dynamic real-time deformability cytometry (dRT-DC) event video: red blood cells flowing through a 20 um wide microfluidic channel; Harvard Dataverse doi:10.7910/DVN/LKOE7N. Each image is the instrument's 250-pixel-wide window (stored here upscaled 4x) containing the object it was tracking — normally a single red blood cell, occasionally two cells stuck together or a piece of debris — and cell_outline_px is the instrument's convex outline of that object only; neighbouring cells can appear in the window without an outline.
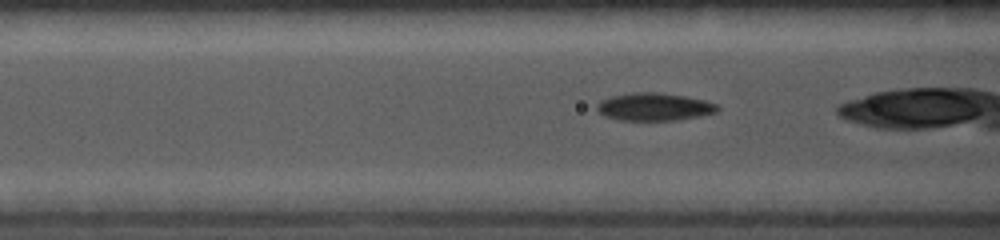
{"species": "common noctule bat (a hibernating species)", "species_latin": "Nyctalus noctula", "temperature_condition": "cold", "stored_images_in_passage": 39, "camera_frame_rate_fps": 5000, "um_per_image_px": 0.085, "animal": {"sex": "female", "body_mass_g": 19.0, "forearm_length_mm": 56.7}, "frame": {"image": 1, "passage_image": 6, "time_ms": 1.0, "image_size_px": [1000, 240], "cell_outline_px": [[720, 108], [716, 112], [700, 116], [676, 120], [620, 120], [604, 116], [596, 108], [596, 104], [600, 100], [612, 96], [632, 92], [656, 92], [684, 96], [704, 100], [716, 104]], "centroid_in_image_um": [55.59, 9.08], "position_along_channel_um": 111.0, "area_um2": 19.42}}
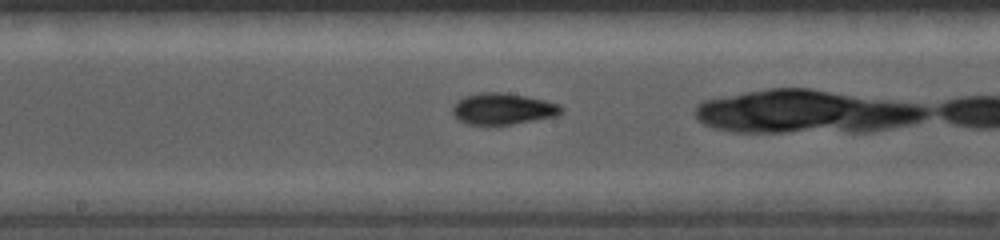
{"frame": {"image": 2, "passage_image": 16, "time_ms": 3.0, "image_size_px": [1000, 240], "cell_outline_px": [[564, 112], [556, 116], [512, 124], [468, 124], [460, 120], [452, 112], [452, 108], [456, 100], [464, 96], [480, 92], [504, 92], [544, 100], [560, 104], [564, 108]], "centroid_in_image_um": [42.76, 9.23], "position_along_channel_um": 205.4, "area_um2": 19.83}}
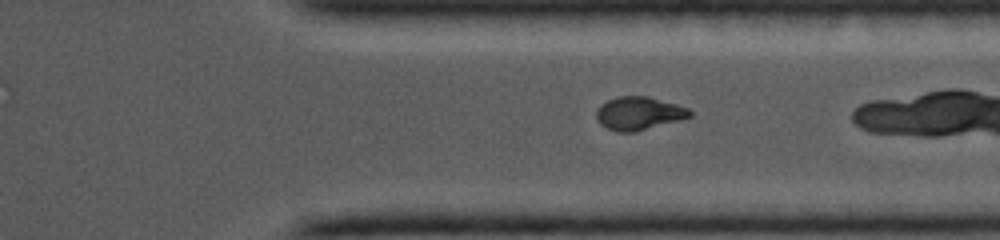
{"frame": {"image": 3, "passage_image": 32, "time_ms": 6.2, "image_size_px": [1000, 240], "cell_outline_px": [[692, 116], [680, 120], [636, 132], [616, 132], [600, 124], [596, 116], [596, 112], [600, 104], [608, 100], [620, 96], [648, 96], [676, 104], [688, 108], [692, 112]], "centroid_in_image_um": [54.3, 9.64], "position_along_channel_um": 357.1, "area_um2": 18.09}}